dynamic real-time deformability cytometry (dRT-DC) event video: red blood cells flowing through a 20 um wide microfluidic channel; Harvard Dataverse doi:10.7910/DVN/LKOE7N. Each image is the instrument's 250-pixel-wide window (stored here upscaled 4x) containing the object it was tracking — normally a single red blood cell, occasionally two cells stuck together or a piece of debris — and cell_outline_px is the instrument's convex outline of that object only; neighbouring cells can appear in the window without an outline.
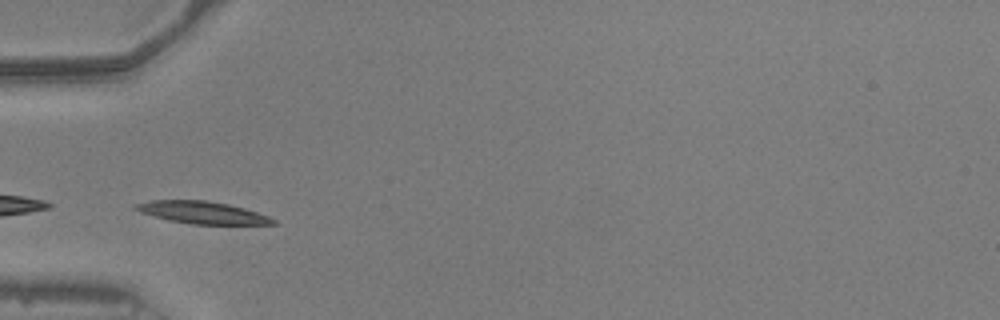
{"species": "common noctule bat (a hibernating species)", "species_latin": "Nyctalus noctula", "temperature_condition": "warm", "stored_images_in_passage": 29, "segment_of_instrument_passage": [2, 2], "camera_frame_rate_fps": 3000, "um_per_image_px": 0.085, "animal": {"sex": "male", "body_mass_g": 20.5, "forearm_length_mm": 52.5}, "frame": {"image": 1, "passage_image": 8, "time_ms": 2.333, "image_size_px": [1000, 320], "cell_outline_px": [[276, 224], [192, 224], [168, 220], [140, 212], [132, 208], [136, 204], [148, 200], [208, 200], [228, 204], [244, 208], [268, 216], [276, 220]], "centroid_in_image_um": [17.16, 18.06], "position_along_channel_um": 67.8, "area_um2": 17.74}}
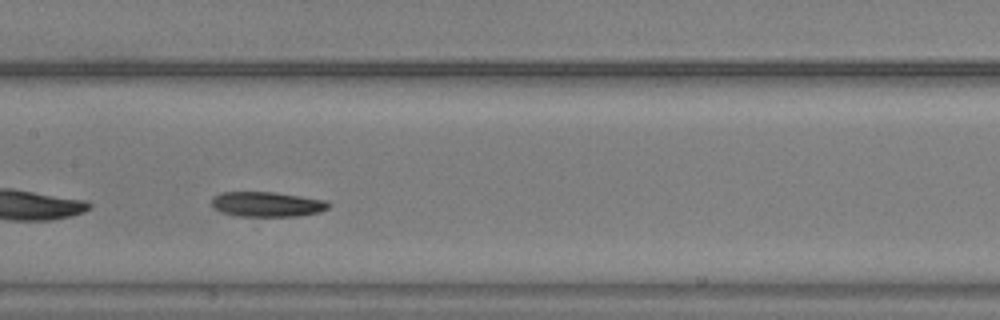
{"frame": {"image": 2, "passage_image": 17, "time_ms": 5.333, "image_size_px": [1000, 320], "cell_outline_px": [[212, 232], [208, 236], [100, 236], [100, 232], [112, 220], [152, 220], [204, 224], [212, 228]], "centroid_in_image_um": [13.13, 19.44], "position_along_channel_um": 194.3, "area_um2": 11.27}}
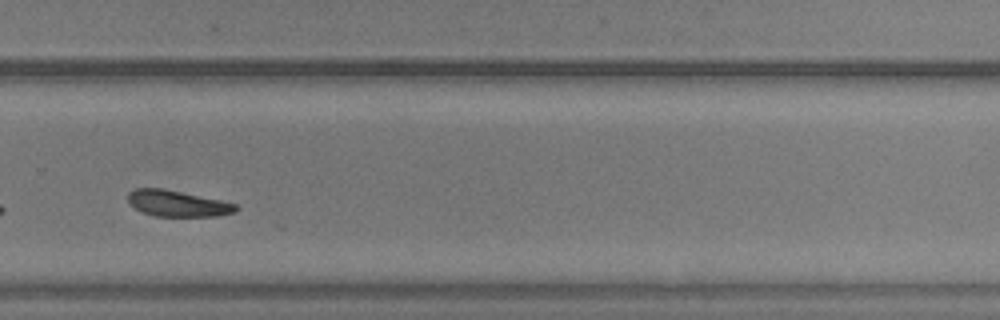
{"frame": {"image": 3, "passage_image": 27, "time_ms": 8.667, "image_size_px": [1000, 320], "cell_outline_px": [[240, 208], [236, 212], [220, 216], [152, 216], [140, 212], [128, 204], [128, 192], [136, 188], [164, 188], [220, 200], [236, 204]], "centroid_in_image_um": [15.06, 17.3], "position_along_channel_um": 314.7, "area_um2": 16.7}}